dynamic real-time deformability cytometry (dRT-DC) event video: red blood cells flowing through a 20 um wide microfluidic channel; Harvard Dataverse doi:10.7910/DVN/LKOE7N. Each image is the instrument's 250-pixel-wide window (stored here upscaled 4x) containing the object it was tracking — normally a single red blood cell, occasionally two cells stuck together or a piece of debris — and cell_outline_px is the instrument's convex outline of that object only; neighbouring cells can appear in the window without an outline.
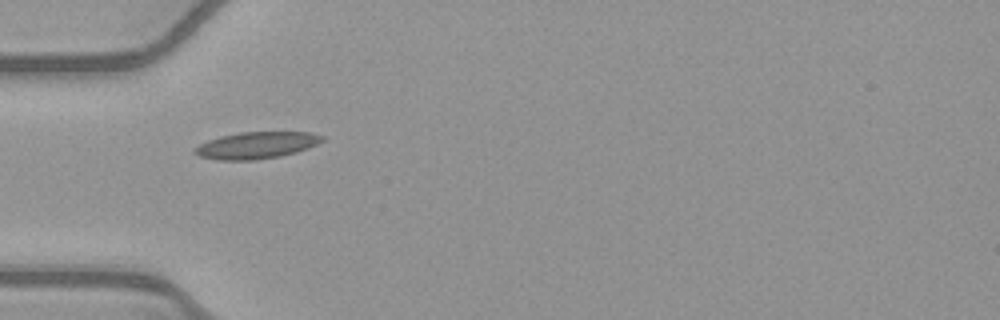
{"species": "common noctule bat (a hibernating species)", "species_latin": "Nyctalus noctula", "temperature_condition": "warm", "stored_images_in_passage": 37, "camera_frame_rate_fps": 3000, "um_per_image_px": 0.085, "animal": {"sex": "female", "body_mass_g": 21.9}, "frame": {"image": 1, "passage_image": 1, "time_ms": 0.0, "image_size_px": [1000, 320], "cell_outline_px": [[324, 140], [308, 148], [296, 152], [280, 156], [256, 160], [216, 160], [200, 156], [192, 152], [192, 148], [208, 140], [220, 136], [240, 132], [312, 132], [324, 136]], "centroid_in_image_um": [21.78, 12.35], "position_along_channel_um": 63.2, "area_um2": 20.0}}
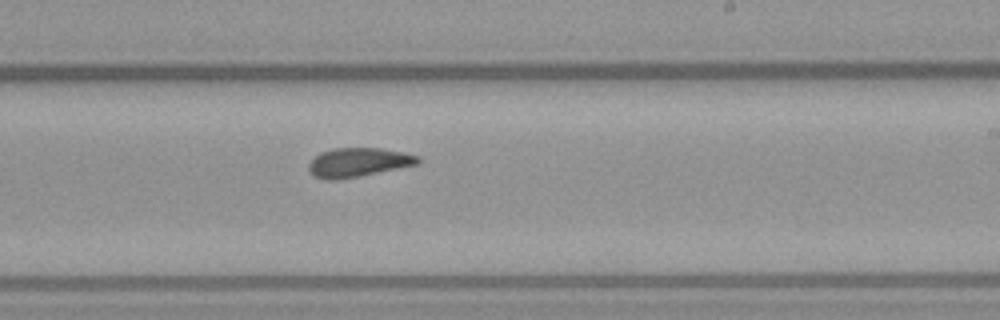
{"frame": {"image": 2, "passage_image": 16, "time_ms": 5.0, "image_size_px": [1000, 320], "cell_outline_px": [[420, 164], [360, 176], [336, 180], [332, 180], [312, 176], [308, 168], [308, 164], [320, 152], [332, 148], [384, 148], [404, 152], [420, 156]], "centroid_in_image_um": [30.48, 13.79], "position_along_channel_um": 258.5, "area_um2": 18.67}}
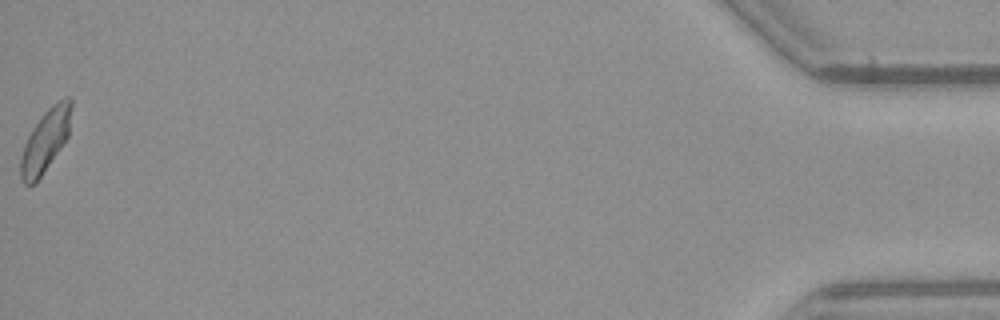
{"frame": {"image": 3, "passage_image": 37, "time_ms": 12.0, "image_size_px": [1000, 320], "cell_outline_px": [[72, 104], [68, 136], [36, 184], [24, 184], [20, 176], [20, 160], [24, 144], [32, 128], [40, 116], [52, 104], [64, 96], [68, 96], [72, 100]], "centroid_in_image_um": [3.86, 11.93], "position_along_channel_um": 431.3, "area_um2": 18.5}, "authors_computed_cell_mechanics": {"area_um2": 18.4382, "velocity_mm_per_s": 3.9262, "shape_relaxation_time_tau1_ms": null, "shape_relaxation_time_tau2_ms": 1.6747, "deformation_change_tau1": null, "deformation_change_tau2": 0.0802}}